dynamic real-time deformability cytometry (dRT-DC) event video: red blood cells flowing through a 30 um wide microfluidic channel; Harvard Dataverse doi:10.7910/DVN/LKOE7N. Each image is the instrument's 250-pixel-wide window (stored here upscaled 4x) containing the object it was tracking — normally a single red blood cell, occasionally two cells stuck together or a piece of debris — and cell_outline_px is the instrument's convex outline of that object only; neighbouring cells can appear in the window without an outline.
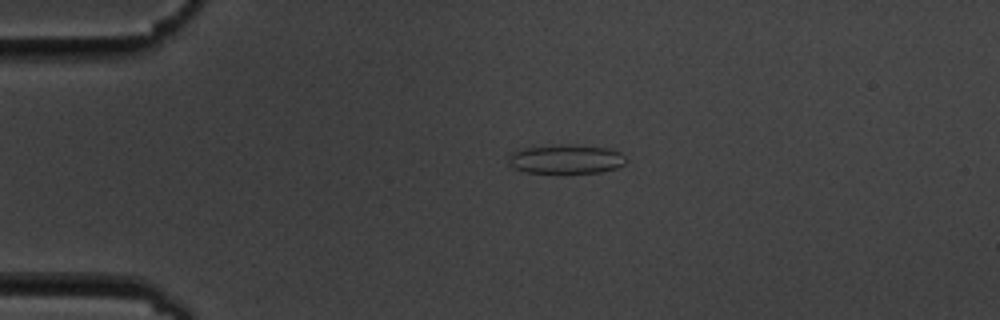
{"species": "common noctule bat (a hibernating species)", "species_latin": "Nyctalus noctula", "temperature_condition": "cold", "stored_images_in_passage": 3, "camera_frame_rate_fps": 3000, "um_per_image_px": 0.085, "animal": {"sex": "male", "body_mass_g": 19.5, "forearm_length_mm": 54.6}, "frame": {"image": 1, "passage_image": 2, "time_ms": 1.0, "image_size_px": [1000, 320], "cell_outline_px": [[628, 160], [624, 164], [616, 168], [600, 172], [564, 176], [524, 172], [512, 168], [508, 164], [508, 156], [512, 152], [520, 148], [556, 144], [568, 144], [608, 148], [620, 152]], "centroid_in_image_um": [48.05, 13.57], "position_along_channel_um": 36.9, "area_um2": 21.21}}